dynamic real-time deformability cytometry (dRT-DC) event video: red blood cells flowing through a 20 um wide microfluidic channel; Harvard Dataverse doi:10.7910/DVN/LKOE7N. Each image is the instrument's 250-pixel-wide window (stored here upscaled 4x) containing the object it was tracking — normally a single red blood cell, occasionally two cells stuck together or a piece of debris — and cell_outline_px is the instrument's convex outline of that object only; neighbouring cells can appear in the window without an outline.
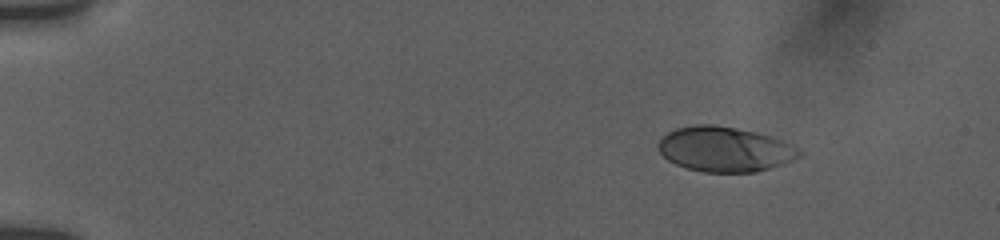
{"species": "human", "species_latin": "Homo sapiens", "temperature_condition": "room temperature", "stored_images_in_passage": 4, "camera_frame_rate_fps": 3000, "um_per_image_px": 0.085, "donor": {"sex": "female"}, "frame": {"image": 1, "passage_image": 2, "time_ms": 0.333, "image_size_px": [1000, 240], "cell_outline_px": [[760, 168], [748, 172], [716, 172], [692, 168], [680, 164], [672, 160], [660, 148], [664, 140], [672, 132], [684, 128], [728, 128], [744, 132]], "centroid_in_image_um": [60.44, 12.73], "position_along_channel_um": 24.6, "area_um2": 24.74}}